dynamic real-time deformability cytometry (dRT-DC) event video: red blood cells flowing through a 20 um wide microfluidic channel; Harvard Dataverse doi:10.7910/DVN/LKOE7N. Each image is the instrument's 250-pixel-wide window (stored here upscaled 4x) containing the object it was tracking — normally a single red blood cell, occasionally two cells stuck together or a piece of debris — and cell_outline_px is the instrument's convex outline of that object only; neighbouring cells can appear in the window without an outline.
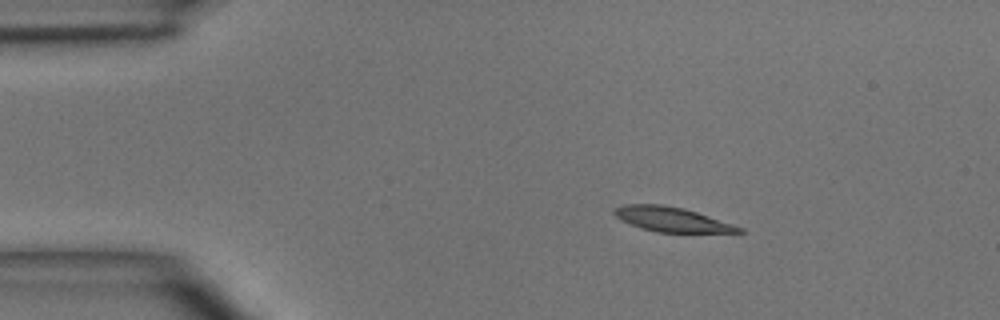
{"species": "common noctule bat (a hibernating species)", "species_latin": "Nyctalus noctula", "temperature_condition": "room temperature", "stored_images_in_passage": 5, "camera_frame_rate_fps": 3000, "um_per_image_px": 0.085, "animal": {"sex": "male", "body_mass_g": 15.6}, "frame": {"image": 1, "passage_image": 1, "time_ms": 0.0, "image_size_px": [1000, 320], "cell_outline_px": [[744, 232], [656, 232], [620, 220], [612, 212], [616, 208], [624, 204], [660, 204], [684, 208], [744, 228]], "centroid_in_image_um": [57.08, 18.64], "position_along_channel_um": 27.9, "area_um2": 17.51}}
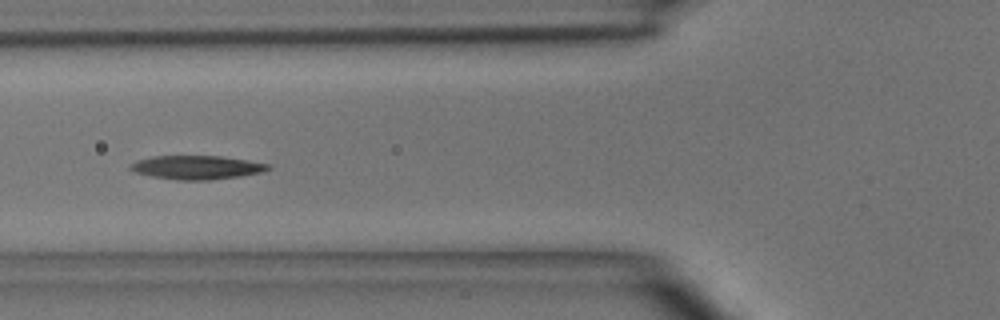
{"frame": {"image": 2, "passage_image": 4, "time_ms": 3.333, "image_size_px": [1000, 320], "cell_outline_px": [[272, 168], [260, 172], [240, 176], [208, 180], [176, 180], [152, 176], [136, 172], [128, 168], [136, 160], [152, 156], [220, 156], [272, 164]], "centroid_in_image_um": [16.73, 14.22], "position_along_channel_um": 109.1, "area_um2": 18.96}}
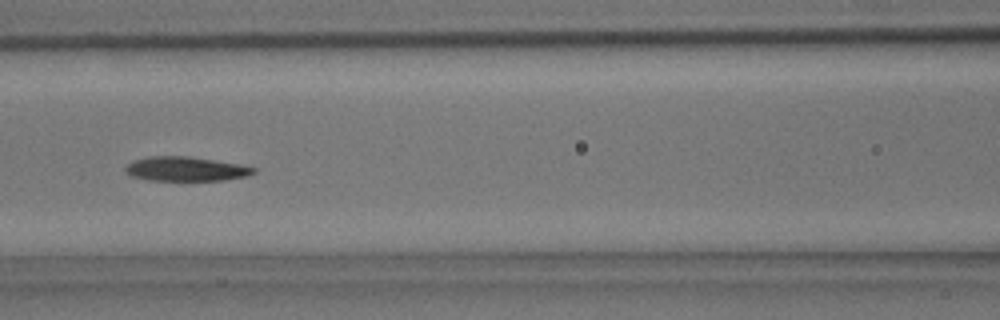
{"frame": {"image": 3, "passage_image": 5, "time_ms": 4.333, "image_size_px": [1000, 320], "cell_outline_px": [[256, 172], [248, 176], [224, 180], [148, 180], [132, 176], [124, 172], [124, 168], [128, 164], [136, 160], [148, 156], [188, 156], [240, 164], [256, 168]], "centroid_in_image_um": [15.8, 14.36], "position_along_channel_um": 150.8, "area_um2": 18.15}}